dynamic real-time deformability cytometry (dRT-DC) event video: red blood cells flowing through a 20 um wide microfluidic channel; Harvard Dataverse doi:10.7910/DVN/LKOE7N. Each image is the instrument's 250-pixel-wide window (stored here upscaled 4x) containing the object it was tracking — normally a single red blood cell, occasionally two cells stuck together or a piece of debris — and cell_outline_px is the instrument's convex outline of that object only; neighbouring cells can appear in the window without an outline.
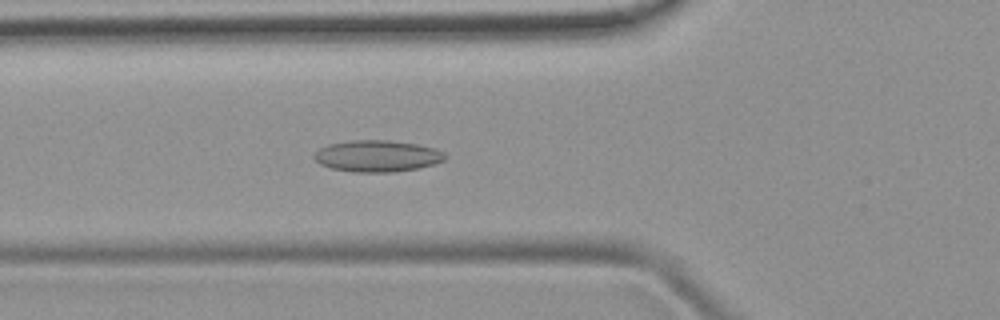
{"species": "common noctule bat (a hibernating species)", "species_latin": "Nyctalus noctula", "temperature_condition": "room temperature", "stored_images_in_passage": 40, "camera_frame_rate_fps": 3000, "um_per_image_px": 0.085, "animal": {"sex": "female", "body_mass_g": 19.9}, "frame": {"image": 1, "passage_image": 17, "time_ms": 5.333, "image_size_px": [1000, 320], "cell_outline_px": [[444, 160], [420, 168], [396, 172], [356, 172], [332, 168], [320, 164], [312, 156], [320, 148], [328, 144], [352, 140], [388, 140], [416, 144], [436, 148], [444, 152]], "centroid_in_image_um": [32.06, 13.26], "position_along_channel_um": 93.7, "area_um2": 23.99}}
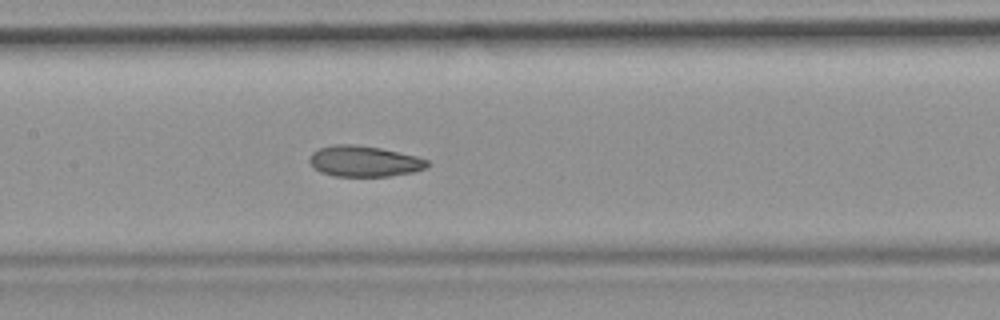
{"frame": {"image": 2, "passage_image": 23, "time_ms": 7.333, "image_size_px": [1000, 320], "cell_outline_px": [[428, 164], [424, 168], [412, 172], [388, 176], [332, 176], [320, 172], [308, 160], [312, 152], [320, 148], [336, 144], [356, 144], [380, 148], [416, 156], [428, 160]], "centroid_in_image_um": [30.92, 13.7], "position_along_channel_um": 176.5, "area_um2": 20.98}}
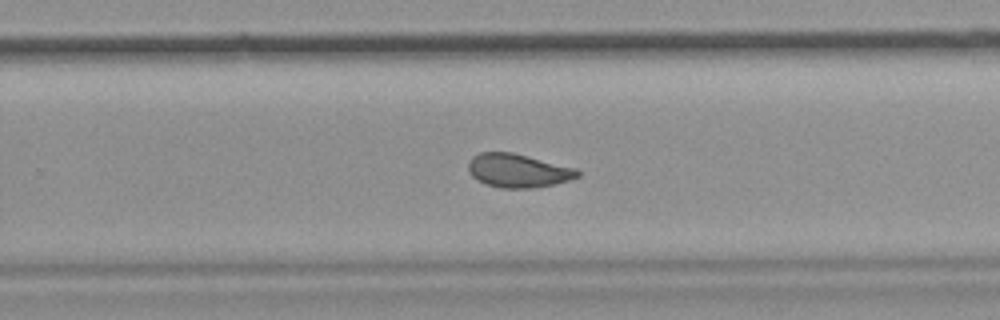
{"frame": {"image": 3, "passage_image": 31, "time_ms": 10.0, "image_size_px": [1000, 320], "cell_outline_px": [[580, 176], [572, 180], [556, 184], [532, 188], [500, 188], [476, 180], [468, 172], [468, 160], [472, 156], [480, 152], [512, 152], [576, 168], [580, 172]], "centroid_in_image_um": [44.03, 14.5], "position_along_channel_um": 285.8, "area_um2": 21.62}}